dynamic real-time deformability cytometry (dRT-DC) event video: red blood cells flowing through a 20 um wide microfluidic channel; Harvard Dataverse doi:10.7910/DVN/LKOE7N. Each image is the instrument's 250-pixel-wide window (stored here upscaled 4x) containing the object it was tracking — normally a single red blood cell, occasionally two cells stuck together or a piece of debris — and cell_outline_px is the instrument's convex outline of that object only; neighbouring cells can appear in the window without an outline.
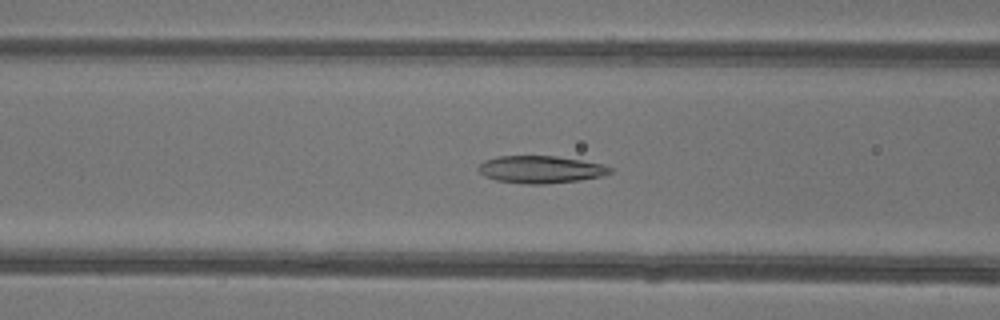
{"species": "common noctule bat (a hibernating species)", "species_latin": "Nyctalus noctula", "temperature_condition": "warm", "stored_images_in_passage": 44, "camera_frame_rate_fps": 3000, "um_per_image_px": 0.085, "animal": {"sex": "female"}, "frame": {"image": 1, "passage_image": 20, "time_ms": 6.333, "image_size_px": [1000, 320], "cell_outline_px": [[612, 172], [604, 176], [580, 180], [544, 184], [528, 184], [496, 180], [484, 176], [476, 168], [484, 160], [496, 156], [556, 156], [604, 164], [612, 168]], "centroid_in_image_um": [45.96, 14.4], "position_along_channel_um": 120.6, "area_um2": 21.1}}
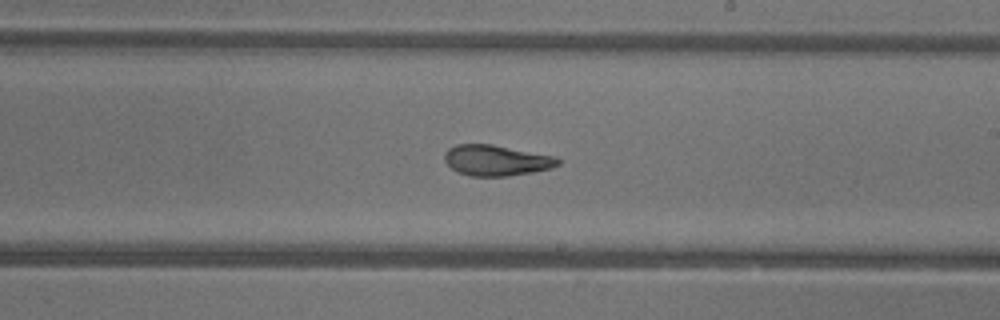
{"frame": {"image": 2, "passage_image": 29, "time_ms": 9.333, "image_size_px": [1000, 320], "cell_outline_px": [[560, 164], [552, 168], [532, 172], [508, 176], [472, 176], [456, 172], [444, 160], [444, 152], [448, 148], [456, 144], [492, 144], [552, 156], [560, 160]], "centroid_in_image_um": [42.14, 13.63], "position_along_channel_um": 246.9, "area_um2": 20.23}}
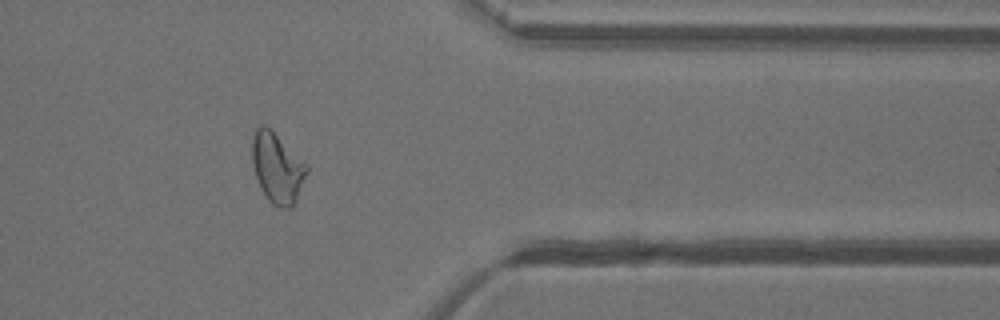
{"frame": {"image": 3, "passage_image": 40, "time_ms": 13.0, "image_size_px": [1000, 320], "cell_outline_px": [[308, 172], [296, 200], [292, 208], [280, 208], [272, 204], [268, 200], [256, 176], [252, 164], [252, 136], [256, 128], [260, 124], [264, 124], [304, 160], [308, 164]], "centroid_in_image_um": [23.58, 14.27], "position_along_channel_um": 387.8, "area_um2": 22.25}}